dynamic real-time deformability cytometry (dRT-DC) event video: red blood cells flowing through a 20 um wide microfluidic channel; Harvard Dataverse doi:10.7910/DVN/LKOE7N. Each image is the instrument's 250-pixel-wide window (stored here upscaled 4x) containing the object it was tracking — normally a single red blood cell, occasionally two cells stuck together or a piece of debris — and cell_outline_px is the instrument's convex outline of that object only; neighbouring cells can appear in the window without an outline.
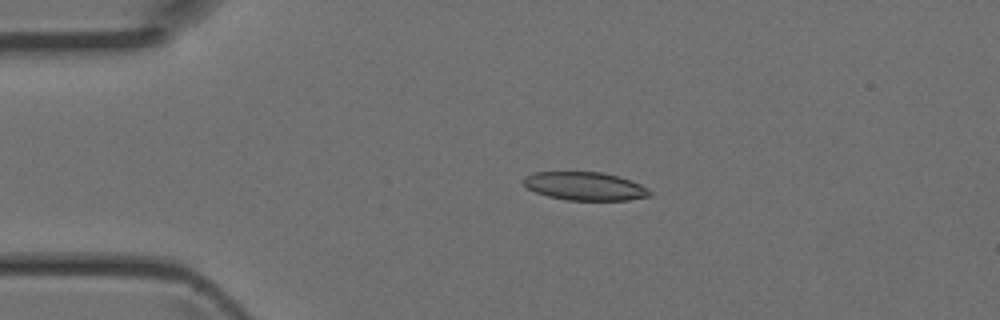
{"species": "Egyptian fruit bat (a non-hibernating species)", "species_latin": "Rousettus aegyptiacus", "temperature_condition": "room temperature", "stored_images_in_passage": 2, "camera_frame_rate_fps": 3000, "um_per_image_px": 0.085, "animal": {"sex": "female"}, "frame": {"image": 1, "passage_image": 1, "time_ms": 0.0, "image_size_px": [1000, 320], "cell_outline_px": [[652, 196], [628, 200], [568, 200], [548, 196], [536, 192], [528, 188], [520, 180], [524, 176], [532, 172], [600, 172], [616, 176], [640, 184], [648, 188], [652, 192]], "centroid_in_image_um": [49.7, 15.82], "position_along_channel_um": 35.3, "area_um2": 20.81}}